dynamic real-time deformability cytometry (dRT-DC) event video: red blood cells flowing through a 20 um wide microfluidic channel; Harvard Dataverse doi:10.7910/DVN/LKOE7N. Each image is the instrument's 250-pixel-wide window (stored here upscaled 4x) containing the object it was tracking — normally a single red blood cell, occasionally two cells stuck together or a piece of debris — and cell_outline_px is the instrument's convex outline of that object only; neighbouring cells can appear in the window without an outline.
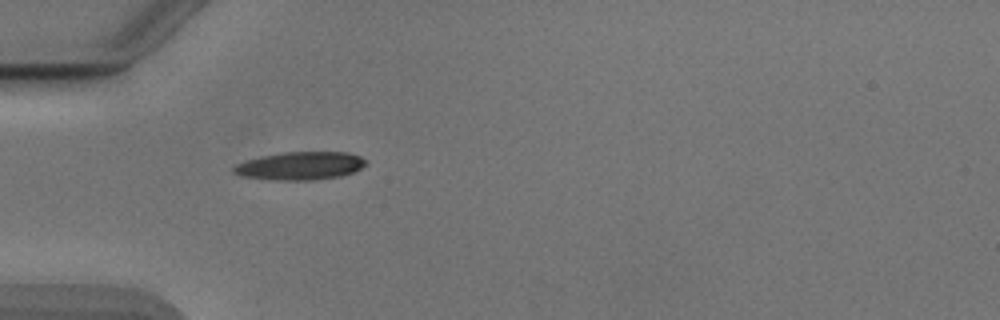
{"species": "Egyptian fruit bat (a non-hibernating species)", "species_latin": "Rousettus aegyptiacus", "temperature_condition": "cold", "stored_images_in_passage": 32, "camera_frame_rate_fps": 3000, "um_per_image_px": 0.085, "animal": {"sex": "male"}, "frame": {"image": 1, "passage_image": 1, "time_ms": 0.0, "image_size_px": [1000, 320], "cell_outline_px": [[368, 164], [352, 172], [340, 176], [312, 180], [280, 180], [244, 176], [232, 172], [232, 168], [236, 164], [248, 160], [264, 156], [284, 152], [348, 152], [360, 156]], "centroid_in_image_um": [25.55, 14.09], "position_along_channel_um": 59.5, "area_um2": 21.27}}
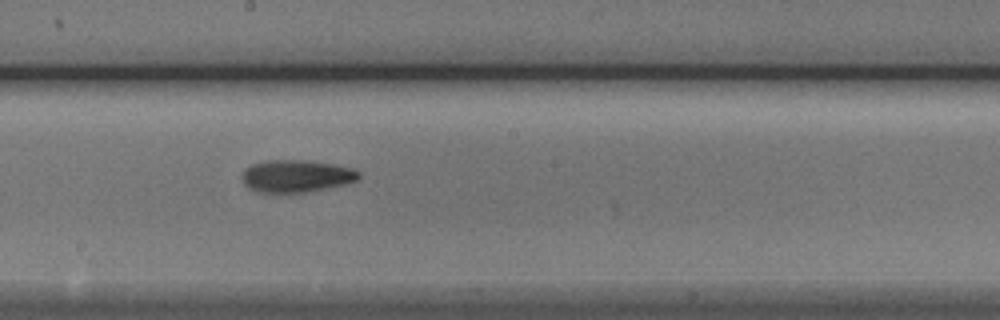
{"frame": {"image": 2, "passage_image": 14, "time_ms": 4.333, "image_size_px": [1000, 320], "cell_outline_px": [[360, 176], [356, 180], [344, 184], [304, 192], [256, 192], [248, 188], [244, 184], [240, 176], [244, 168], [252, 164], [268, 160], [312, 160], [352, 168], [360, 172]], "centroid_in_image_um": [25.13, 14.95], "position_along_channel_um": 223.1, "area_um2": 22.02}}
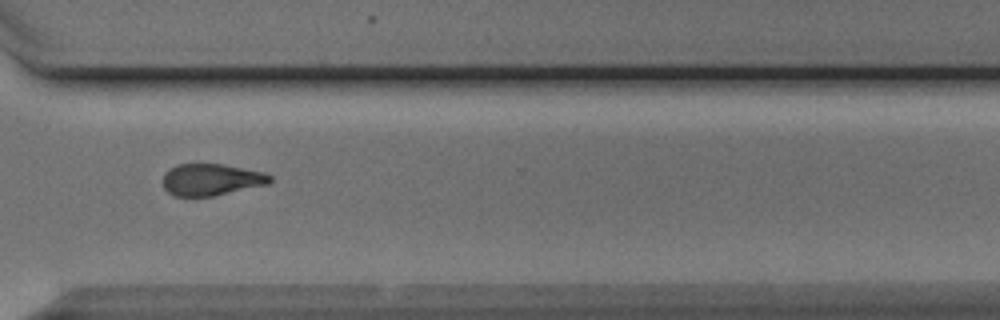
{"frame": {"image": 3, "passage_image": 24, "time_ms": 7.667, "image_size_px": [1000, 320], "cell_outline_px": [[272, 180], [268, 184], [212, 196], [172, 196], [164, 188], [164, 172], [176, 164], [224, 164], [264, 172], [272, 176]], "centroid_in_image_um": [17.95, 15.26], "position_along_channel_um": 352.6, "area_um2": 19.83}, "authors_computed_cell_mechanics": {"area_um2": 21.0681, "velocity_mm_per_s": 3.8951, "shape_relaxation_time_tau1_ms": 3.1784, "shape_relaxation_time_tau2_ms": 7.2942, "deformation_change_tau1": 0.1534, "deformation_change_tau2": 0.1693}}